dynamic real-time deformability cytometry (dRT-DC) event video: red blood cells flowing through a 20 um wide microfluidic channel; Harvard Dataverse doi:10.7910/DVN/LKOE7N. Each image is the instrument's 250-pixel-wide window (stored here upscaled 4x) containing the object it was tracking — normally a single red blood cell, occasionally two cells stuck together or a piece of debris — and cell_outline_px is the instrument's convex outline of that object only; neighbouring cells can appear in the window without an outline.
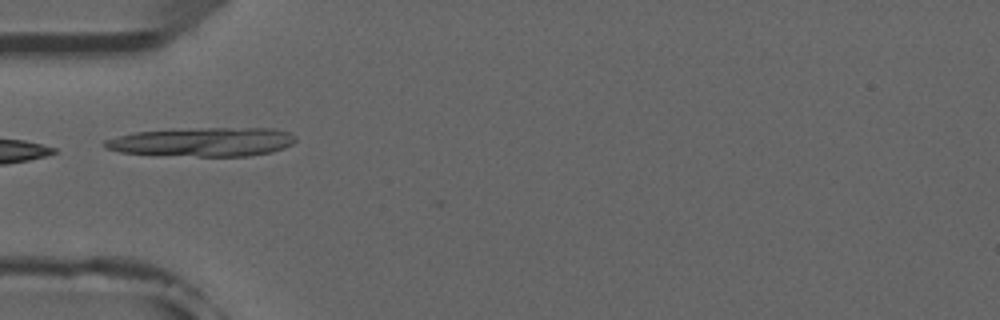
{"species": "common noctule bat (a hibernating species)", "species_latin": "Nyctalus noctula", "temperature_condition": "room temperature", "stored_images_in_passage": 6, "camera_frame_rate_fps": 3000, "um_per_image_px": 0.085, "animal": {"sex": "male", "forearm_length_mm": 52.5}, "frame": {"image": 1, "passage_image": 6, "time_ms": 5.667, "image_size_px": [1000, 320], "cell_outline_px": [[296, 140], [292, 144], [284, 148], [272, 152], [248, 156], [196, 156], [120, 152], [104, 148], [104, 140], [136, 132], [172, 128], [276, 128], [288, 132], [296, 136]], "centroid_in_image_um": [17.27, 12.05], "position_along_channel_um": 67.7, "area_um2": 32.31}}